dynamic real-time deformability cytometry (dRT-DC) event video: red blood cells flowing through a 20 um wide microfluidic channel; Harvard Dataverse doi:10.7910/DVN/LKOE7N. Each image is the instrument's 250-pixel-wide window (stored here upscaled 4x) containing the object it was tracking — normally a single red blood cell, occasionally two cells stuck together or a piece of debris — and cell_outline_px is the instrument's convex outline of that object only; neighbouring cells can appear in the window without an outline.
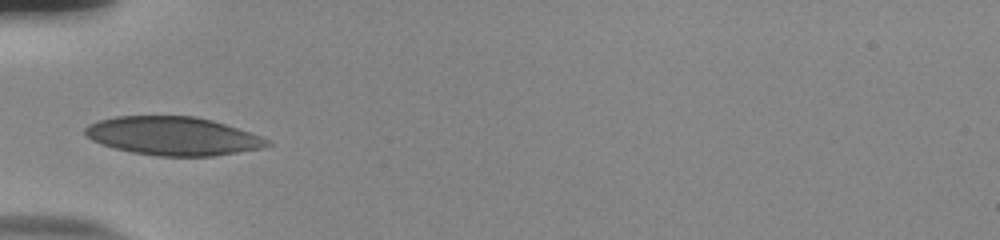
{"species": "human", "species_latin": "Homo sapiens", "temperature_condition": "room temperature", "stored_images_in_passage": 36, "camera_frame_rate_fps": 3000, "um_per_image_px": 0.085, "donor": {"sex": "male"}, "frame": {"image": 1, "passage_image": 1, "time_ms": 0.0, "image_size_px": [1000, 240], "cell_outline_px": [[272, 144], [264, 148], [212, 156], [156, 156], [132, 152], [100, 144], [92, 140], [84, 132], [84, 128], [88, 124], [100, 120], [116, 116], [196, 116], [212, 120], [260, 136], [268, 140]], "centroid_in_image_um": [14.68, 11.56], "position_along_channel_um": 70.3, "area_um2": 40.63}}
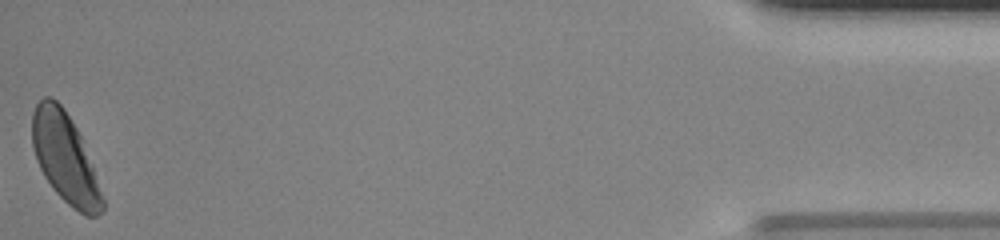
{"frame": {"image": 2, "passage_image": 36, "time_ms": 11.667, "image_size_px": [1000, 240], "cell_outline_px": [[104, 212], [96, 216], [84, 216], [72, 208], [56, 192], [44, 176], [36, 160], [32, 144], [32, 112], [36, 104], [44, 96], [52, 96], [64, 108], [76, 128], [80, 136], [104, 200]], "centroid_in_image_um": [5.5, 13.43], "position_along_channel_um": 429.7, "area_um2": 36.18}, "authors_computed_cell_mechanics": {"area_um2": 38.7838, "velocity_mm_per_s": 3.7991, "shape_relaxation_time_tau1_ms": 4.0541, "shape_relaxation_time_tau2_ms": null, "deformation_change_tau1": 0.1483, "deformation_change_tau2": null}}